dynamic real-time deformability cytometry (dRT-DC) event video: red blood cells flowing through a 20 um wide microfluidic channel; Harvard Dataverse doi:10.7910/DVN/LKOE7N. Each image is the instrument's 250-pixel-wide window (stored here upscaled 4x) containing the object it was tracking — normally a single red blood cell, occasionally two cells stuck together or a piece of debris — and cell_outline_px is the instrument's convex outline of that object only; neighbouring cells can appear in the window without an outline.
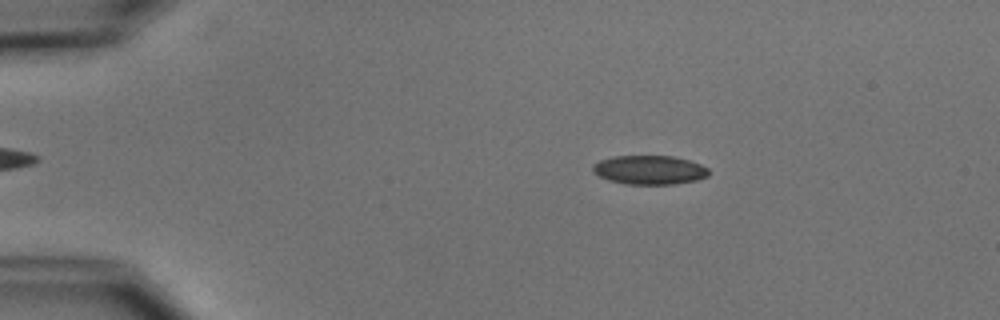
{"species": "common noctule bat (a hibernating species)", "species_latin": "Nyctalus noctula", "temperature_condition": "cold", "stored_images_in_passage": 54, "camera_frame_rate_fps": 3000, "um_per_image_px": 0.085, "animal": {"sex": "male", "body_mass_g": 15.6}, "frame": {"image": 1, "passage_image": 10, "time_ms": 3.0, "image_size_px": [1000, 320], "cell_outline_px": [[708, 176], [696, 180], [672, 184], [624, 184], [608, 180], [592, 172], [592, 164], [600, 160], [612, 156], [672, 156], [688, 160], [700, 164], [708, 168]], "centroid_in_image_um": [55.16, 14.44], "position_along_channel_um": 29.8, "area_um2": 19.59}}
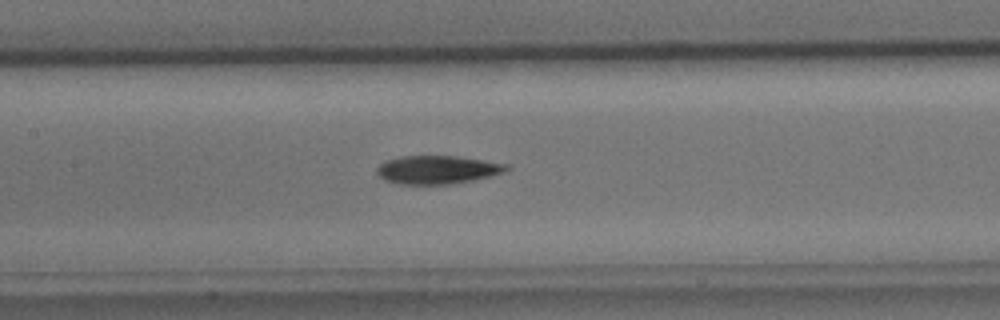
{"frame": {"image": 2, "passage_image": 26, "time_ms": 8.333, "image_size_px": [1000, 320], "cell_outline_px": [[512, 168], [504, 172], [472, 180], [448, 184], [396, 184], [384, 180], [376, 172], [376, 168], [384, 160], [400, 156], [456, 156], [512, 164]], "centroid_in_image_um": [37.18, 14.42], "position_along_channel_um": 170.2, "area_um2": 21.56}}
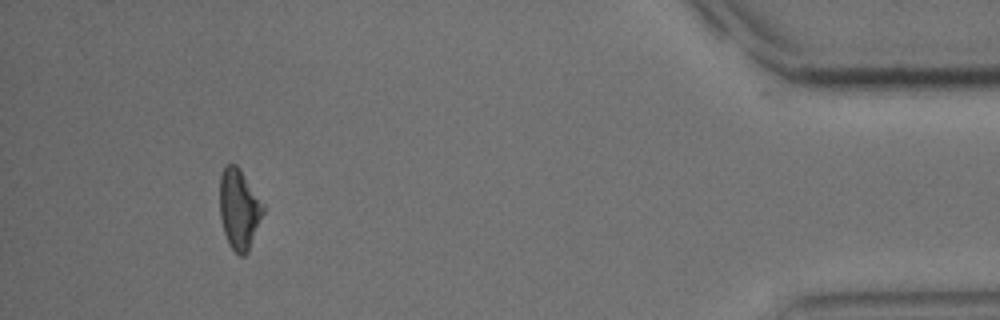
{"frame": {"image": 3, "passage_image": 50, "time_ms": 16.333, "image_size_px": [1000, 320], "cell_outline_px": [[264, 212], [248, 252], [244, 256], [240, 256], [228, 244], [224, 232], [220, 216], [220, 176], [224, 168], [228, 164], [236, 164], [240, 168], [264, 204]], "centroid_in_image_um": [20.33, 17.77], "position_along_channel_um": 414.9, "area_um2": 20.29}, "authors_computed_cell_mechanics": {"area_um2": 20.6057, "velocity_mm_per_s": 3.7848, "shape_relaxation_time_tau1_ms": 8.2588, "shape_relaxation_time_tau2_ms": 4.1812, "deformation_change_tau1": 0.1995, "deformation_change_tau2": 0.1453}}